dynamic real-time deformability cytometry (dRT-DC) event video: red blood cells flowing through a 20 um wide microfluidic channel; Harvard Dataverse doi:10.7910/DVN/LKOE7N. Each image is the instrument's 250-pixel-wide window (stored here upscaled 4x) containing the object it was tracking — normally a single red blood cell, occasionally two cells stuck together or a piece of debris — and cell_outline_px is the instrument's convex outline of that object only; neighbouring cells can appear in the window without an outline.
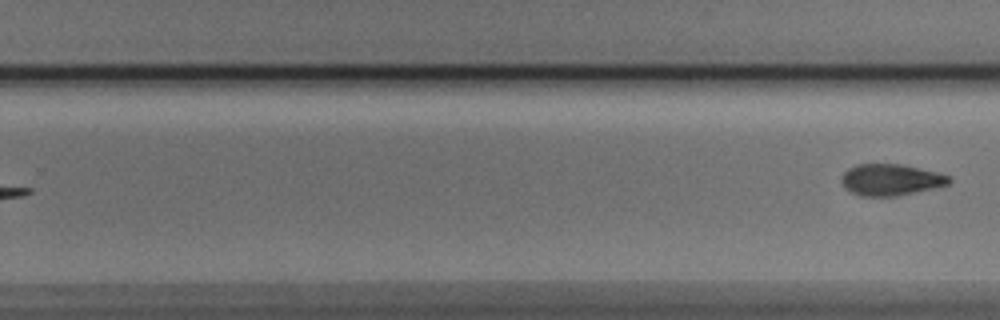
{"species": "Egyptian fruit bat (a non-hibernating species)", "species_latin": "Rousettus aegyptiacus", "temperature_condition": "cold", "stored_images_in_passage": 9, "segment_of_instrument_passage": [2, 2], "camera_frame_rate_fps": 3000, "um_per_image_px": 0.085, "animal": {"sex": "male"}, "frame": {"image": 1, "passage_image": 9, "time_ms": 9.333, "image_size_px": [1000, 320], "cell_outline_px": [[952, 180], [948, 184], [900, 196], [860, 196], [844, 188], [840, 180], [840, 176], [848, 168], [856, 164], [900, 164], [936, 172], [952, 176]], "centroid_in_image_um": [75.68, 15.28], "position_along_channel_um": 254.1, "area_um2": 19.83}}